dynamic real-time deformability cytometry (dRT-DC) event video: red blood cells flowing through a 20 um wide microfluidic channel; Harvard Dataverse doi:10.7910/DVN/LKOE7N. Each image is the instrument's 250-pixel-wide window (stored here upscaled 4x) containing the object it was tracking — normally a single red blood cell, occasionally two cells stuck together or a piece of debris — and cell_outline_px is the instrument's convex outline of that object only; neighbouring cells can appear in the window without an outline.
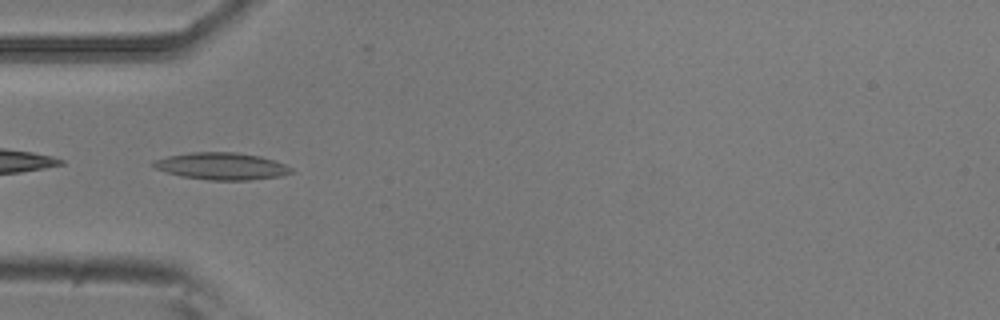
{"species": "common noctule bat (a hibernating species)", "species_latin": "Nyctalus noctula", "temperature_condition": "room temperature", "stored_images_in_passage": 47, "camera_frame_rate_fps": 3000, "um_per_image_px": 0.085, "animal": {"sex": "male", "body_mass_g": 20.5, "forearm_length_mm": 52.5}, "frame": {"image": 1, "passage_image": 16, "time_ms": 5.0, "image_size_px": [1000, 320], "cell_outline_px": [[292, 172], [280, 176], [248, 180], [208, 180], [180, 176], [156, 168], [152, 164], [156, 160], [168, 156], [192, 152], [236, 152], [260, 156], [284, 164], [292, 168]], "centroid_in_image_um": [18.85, 14.12], "position_along_channel_um": 66.2, "area_um2": 21.44}}
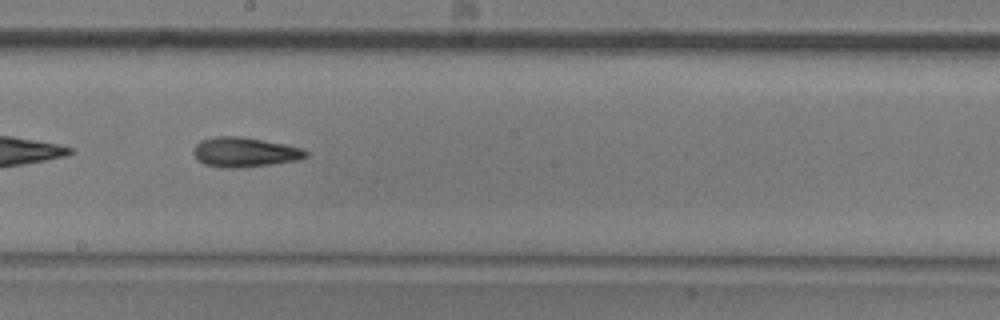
{"frame": {"image": 2, "passage_image": 29, "time_ms": 9.333, "image_size_px": [1000, 320], "cell_outline_px": [[308, 156], [296, 160], [268, 164], [236, 168], [224, 168], [204, 164], [196, 160], [192, 152], [192, 148], [200, 140], [216, 136], [240, 136], [284, 144], [300, 148], [308, 152]], "centroid_in_image_um": [20.71, 12.93], "position_along_channel_um": 227.5, "area_um2": 19.36}}
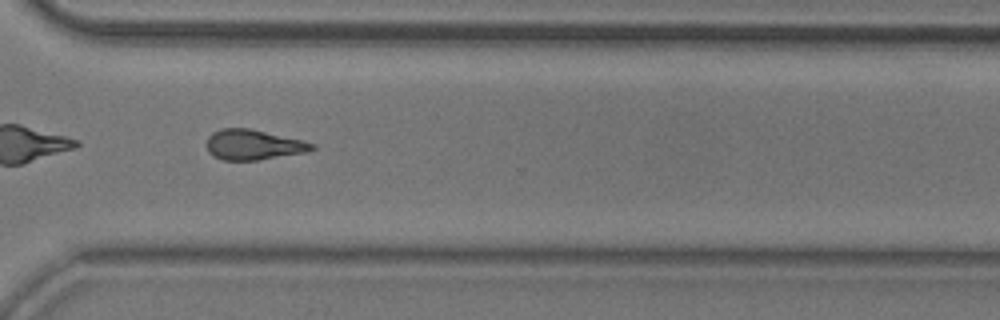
{"frame": {"image": 3, "passage_image": 39, "time_ms": 12.667, "image_size_px": [1000, 320], "cell_outline_px": [[316, 148], [304, 152], [256, 160], [224, 160], [212, 156], [208, 152], [208, 136], [212, 132], [220, 128], [248, 128], [304, 140], [316, 144]], "centroid_in_image_um": [21.52, 12.29], "position_along_channel_um": 349.1, "area_um2": 18.44}, "authors_computed_cell_mechanics": {"area_um2": 19.0162, "velocity_mm_per_s": 3.6673, "shape_relaxation_time_tau1_ms": 9.0947, "shape_relaxation_time_tau2_ms": 3.952, "deformation_change_tau1": 0.2131, "deformation_change_tau2": 0.1372}}